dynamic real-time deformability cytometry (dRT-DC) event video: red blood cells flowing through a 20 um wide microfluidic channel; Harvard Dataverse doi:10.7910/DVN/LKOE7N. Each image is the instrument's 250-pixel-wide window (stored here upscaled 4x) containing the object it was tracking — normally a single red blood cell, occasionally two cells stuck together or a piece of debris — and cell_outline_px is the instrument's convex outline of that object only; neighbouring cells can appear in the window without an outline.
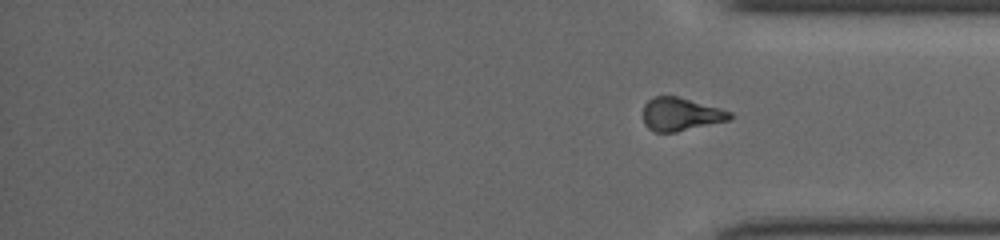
{"species": "common noctule bat (a hibernating species)", "species_latin": "Nyctalus noctula", "temperature_condition": "cold", "stored_images_in_passage": 22, "camera_frame_rate_fps": 3000, "um_per_image_px": 0.085, "animal": {"sex": "female", "body_mass_g": 19.5, "forearm_length_mm": 54.1}, "frame": {"image": 1, "passage_image": 22, "time_ms": 18.333, "image_size_px": [1000, 240], "cell_outline_px": [[732, 116], [728, 120], [676, 132], [652, 132], [644, 124], [644, 104], [648, 100], [656, 96], [676, 96], [720, 108], [732, 112]], "centroid_in_image_um": [57.83, 9.72], "position_along_channel_um": 377.4, "area_um2": 16.59}}